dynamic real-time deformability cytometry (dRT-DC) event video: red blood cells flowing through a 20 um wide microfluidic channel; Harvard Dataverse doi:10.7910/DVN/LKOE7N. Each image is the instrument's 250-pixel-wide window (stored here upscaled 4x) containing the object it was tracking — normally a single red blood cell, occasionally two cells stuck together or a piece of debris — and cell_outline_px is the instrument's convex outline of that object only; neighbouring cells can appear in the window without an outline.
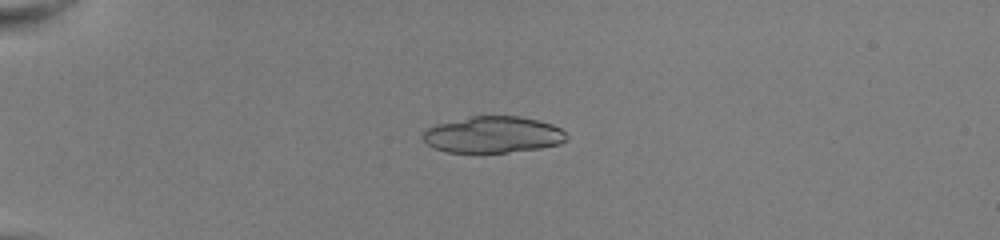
{"species": "common noctule bat (a hibernating species)", "species_latin": "Nyctalus noctula", "temperature_condition": "room temperature", "stored_images_in_passage": 44, "camera_frame_rate_fps": 3000, "um_per_image_px": 0.085, "animal": {"sex": "female", "body_mass_g": 22.0, "forearm_length_mm": 56.7}, "frame": {"image": 1, "passage_image": 7, "time_ms": 2.0, "image_size_px": [1000, 240], "cell_outline_px": [[568, 140], [560, 144], [540, 148], [508, 152], [448, 152], [432, 148], [424, 140], [424, 132], [428, 128], [436, 124], [472, 116], [520, 116], [552, 124], [560, 128], [568, 136]], "centroid_in_image_um": [41.93, 11.45], "position_along_channel_um": 43.1, "area_um2": 30.4}}